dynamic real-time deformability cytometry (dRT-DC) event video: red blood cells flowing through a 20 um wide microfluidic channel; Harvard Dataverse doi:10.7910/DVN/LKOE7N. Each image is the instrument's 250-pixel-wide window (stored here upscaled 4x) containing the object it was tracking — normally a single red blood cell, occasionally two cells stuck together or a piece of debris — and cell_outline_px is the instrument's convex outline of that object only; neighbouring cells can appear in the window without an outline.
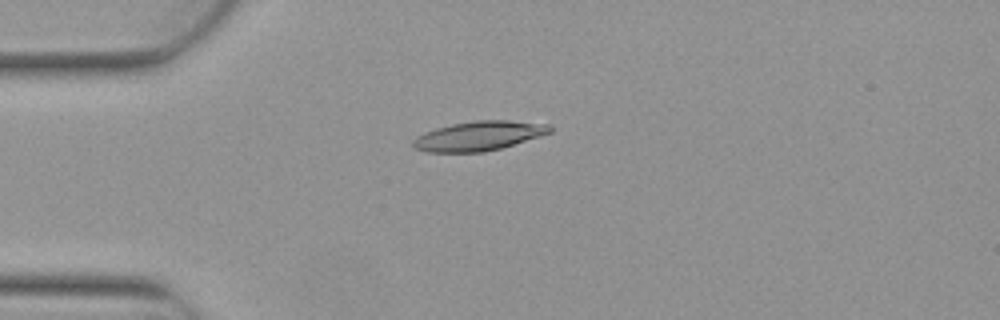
{"species": "Egyptian fruit bat (a non-hibernating species)", "species_latin": "Rousettus aegyptiacus", "temperature_condition": "warm", "stored_images_in_passage": 3, "camera_frame_rate_fps": 3000, "um_per_image_px": 0.085, "animal": {"sex": "female"}, "frame": {"image": 1, "passage_image": 1, "time_ms": 0.0, "image_size_px": [1000, 320], "cell_outline_px": [[552, 132], [540, 136], [500, 148], [484, 152], [428, 152], [412, 148], [412, 140], [416, 136], [424, 132], [436, 128], [452, 124], [476, 120], [508, 120], [552, 124]], "centroid_in_image_um": [40.69, 11.55], "position_along_channel_um": 44.3, "area_um2": 23.58}}
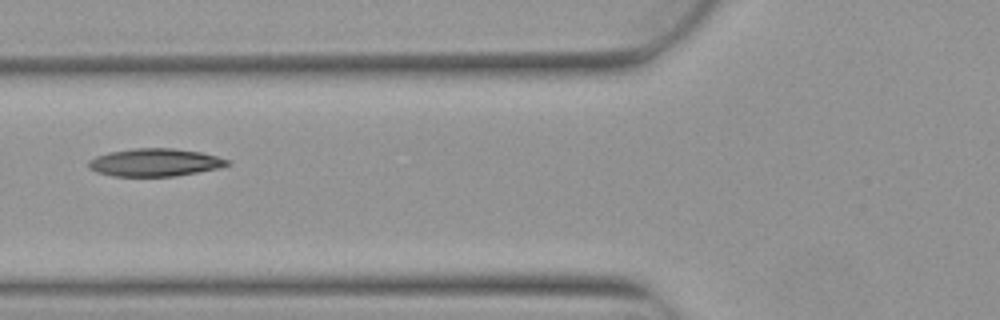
{"frame": {"image": 2, "passage_image": 3, "time_ms": 0.667, "image_size_px": [1000, 320], "cell_outline_px": [[232, 164], [220, 168], [176, 176], [112, 176], [96, 172], [88, 168], [88, 160], [96, 156], [108, 152], [136, 148], [172, 148], [200, 152], [216, 156], [228, 160]], "centroid_in_image_um": [13.15, 13.81], "position_along_channel_um": 112.7, "area_um2": 22.54}}